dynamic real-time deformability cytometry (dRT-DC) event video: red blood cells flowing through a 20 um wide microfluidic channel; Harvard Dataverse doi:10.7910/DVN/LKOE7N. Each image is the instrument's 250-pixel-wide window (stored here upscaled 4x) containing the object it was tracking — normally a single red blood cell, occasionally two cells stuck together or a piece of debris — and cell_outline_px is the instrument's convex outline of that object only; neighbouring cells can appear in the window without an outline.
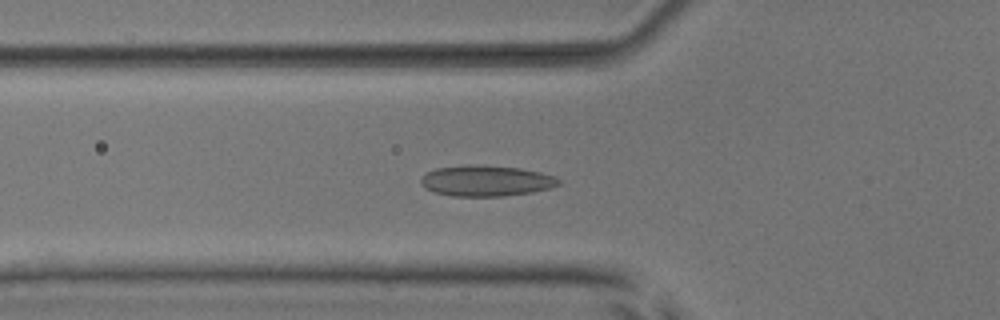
{"species": "common noctule bat (a hibernating species)", "species_latin": "Nyctalus noctula", "temperature_condition": "room temperature", "stored_images_in_passage": 52, "camera_frame_rate_fps": 3000, "um_per_image_px": 0.085, "animal": {"sex": "male", "body_mass_g": 17.9, "forearm_length_mm": 54.2}, "frame": {"image": 1, "passage_image": 19, "time_ms": 6.0, "image_size_px": [1000, 320], "cell_outline_px": [[560, 184], [548, 188], [532, 192], [504, 196], [452, 196], [436, 192], [424, 188], [420, 184], [420, 180], [428, 172], [436, 168], [520, 168], [540, 172], [552, 176], [560, 180]], "centroid_in_image_um": [41.34, 15.43], "position_along_channel_um": 84.5, "area_um2": 23.35}}
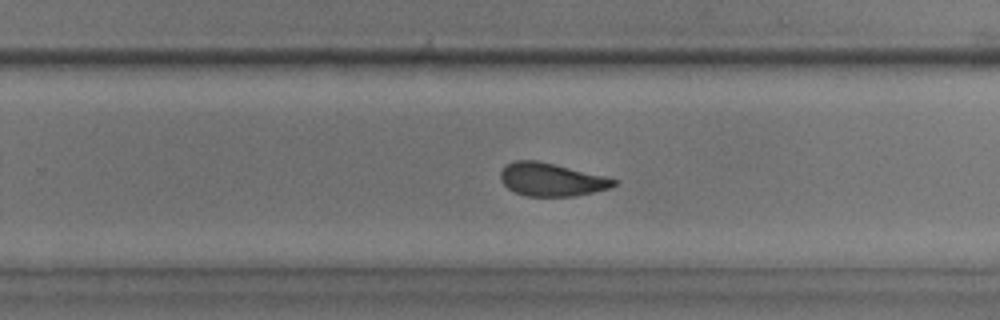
{"frame": {"image": 2, "passage_image": 34, "time_ms": 11.0, "image_size_px": [1000, 320], "cell_outline_px": [[616, 184], [608, 188], [576, 196], [524, 196], [508, 188], [500, 180], [500, 172], [508, 164], [516, 160], [536, 160], [556, 164], [604, 176], [616, 180]], "centroid_in_image_um": [46.84, 15.26], "position_along_channel_um": 283.0, "area_um2": 21.62}}
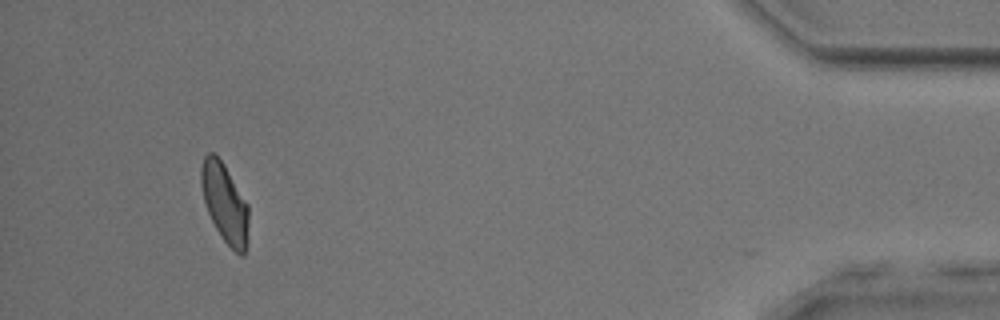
{"frame": {"image": 3, "passage_image": 49, "time_ms": 16.0, "image_size_px": [1000, 320], "cell_outline_px": [[248, 220], [244, 256], [240, 256], [224, 240], [216, 228], [208, 212], [204, 200], [200, 184], [200, 168], [204, 156], [208, 152], [212, 152], [224, 164], [248, 204]], "centroid_in_image_um": [19.08, 17.21], "position_along_channel_um": 416.1, "area_um2": 21.56}, "authors_computed_cell_mechanics": {"area_um2": 22.8599, "velocity_mm_per_s": 3.9818, "shape_relaxation_time_tau1_ms": 4.1705, "shape_relaxation_time_tau2_ms": 1.1835, "deformation_change_tau1": 0.1163, "deformation_change_tau2": 0.0699}}